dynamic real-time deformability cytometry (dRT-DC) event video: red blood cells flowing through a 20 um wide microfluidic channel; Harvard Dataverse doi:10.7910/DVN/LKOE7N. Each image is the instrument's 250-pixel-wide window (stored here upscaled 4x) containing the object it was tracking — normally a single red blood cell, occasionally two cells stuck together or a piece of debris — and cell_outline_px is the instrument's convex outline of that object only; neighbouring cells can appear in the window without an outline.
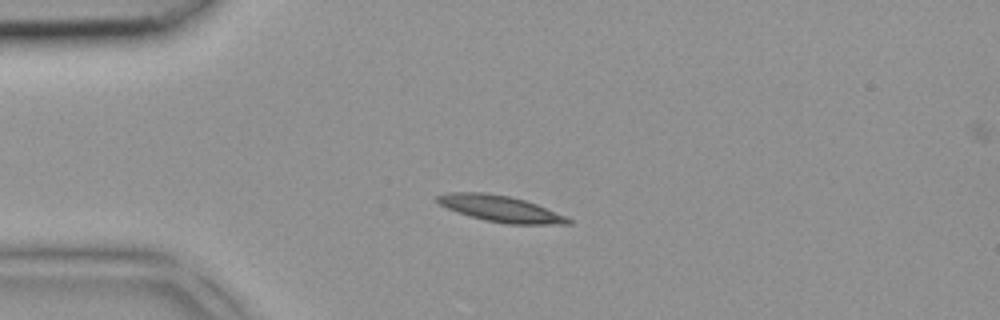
{"species": "common noctule bat (a hibernating species)", "species_latin": "Nyctalus noctula", "temperature_condition": "room temperature", "stored_images_in_passage": 2, "camera_frame_rate_fps": 3000, "um_per_image_px": 0.085, "animal": {"sex": "female", "body_mass_g": 18.4}, "frame": {"image": 1, "passage_image": 1, "time_ms": 0.0, "image_size_px": [1000, 320], "cell_outline_px": [[572, 224], [508, 224], [484, 220], [468, 216], [448, 208], [440, 204], [436, 200], [436, 196], [452, 192], [480, 192], [508, 196], [524, 200], [536, 204], [564, 216], [572, 220]], "centroid_in_image_um": [42.52, 17.75], "position_along_channel_um": 42.5, "area_um2": 19.65}}